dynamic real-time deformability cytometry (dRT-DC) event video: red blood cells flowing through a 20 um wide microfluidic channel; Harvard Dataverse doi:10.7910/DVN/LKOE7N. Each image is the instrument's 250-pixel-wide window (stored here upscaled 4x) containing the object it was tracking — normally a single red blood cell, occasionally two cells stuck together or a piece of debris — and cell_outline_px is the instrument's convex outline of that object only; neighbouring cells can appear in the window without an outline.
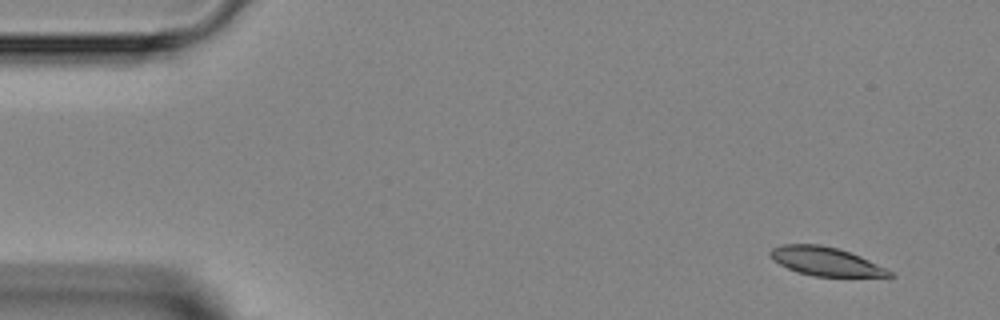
{"species": "Egyptian fruit bat (a non-hibernating species)", "species_latin": "Rousettus aegyptiacus", "temperature_condition": "room temperature", "stored_images_in_passage": 4, "camera_frame_rate_fps": 3000, "um_per_image_px": 0.085, "animal": {"sex": "female"}, "frame": {"image": 1, "passage_image": 1, "time_ms": 0.0, "image_size_px": [1000, 320], "cell_outline_px": [[896, 276], [812, 276], [796, 272], [780, 264], [768, 252], [772, 248], [784, 244], [820, 244], [836, 248], [860, 256], [888, 268]], "centroid_in_image_um": [70.2, 22.22], "position_along_channel_um": 14.8, "area_um2": 19.65}}